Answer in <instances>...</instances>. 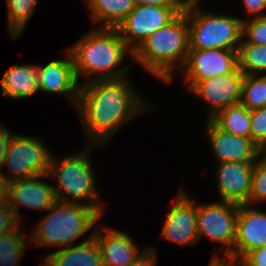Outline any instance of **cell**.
<instances>
[{
    "label": "cell",
    "mask_w": 266,
    "mask_h": 266,
    "mask_svg": "<svg viewBox=\"0 0 266 266\" xmlns=\"http://www.w3.org/2000/svg\"><path fill=\"white\" fill-rule=\"evenodd\" d=\"M47 211L50 212L41 218L29 236L35 246L70 247L101 218L94 208L85 204L56 201Z\"/></svg>",
    "instance_id": "4"
},
{
    "label": "cell",
    "mask_w": 266,
    "mask_h": 266,
    "mask_svg": "<svg viewBox=\"0 0 266 266\" xmlns=\"http://www.w3.org/2000/svg\"><path fill=\"white\" fill-rule=\"evenodd\" d=\"M46 176L48 175H37L6 184V201L18 222L20 221L18 204L44 211L56 202L53 186L40 179Z\"/></svg>",
    "instance_id": "12"
},
{
    "label": "cell",
    "mask_w": 266,
    "mask_h": 266,
    "mask_svg": "<svg viewBox=\"0 0 266 266\" xmlns=\"http://www.w3.org/2000/svg\"><path fill=\"white\" fill-rule=\"evenodd\" d=\"M238 205L230 202H214L197 205L198 239L206 236L226 246L224 253H232L236 239Z\"/></svg>",
    "instance_id": "9"
},
{
    "label": "cell",
    "mask_w": 266,
    "mask_h": 266,
    "mask_svg": "<svg viewBox=\"0 0 266 266\" xmlns=\"http://www.w3.org/2000/svg\"><path fill=\"white\" fill-rule=\"evenodd\" d=\"M240 103L249 111L266 107V74L244 76Z\"/></svg>",
    "instance_id": "26"
},
{
    "label": "cell",
    "mask_w": 266,
    "mask_h": 266,
    "mask_svg": "<svg viewBox=\"0 0 266 266\" xmlns=\"http://www.w3.org/2000/svg\"><path fill=\"white\" fill-rule=\"evenodd\" d=\"M243 261L244 266H266V245L247 253Z\"/></svg>",
    "instance_id": "31"
},
{
    "label": "cell",
    "mask_w": 266,
    "mask_h": 266,
    "mask_svg": "<svg viewBox=\"0 0 266 266\" xmlns=\"http://www.w3.org/2000/svg\"><path fill=\"white\" fill-rule=\"evenodd\" d=\"M41 266H103L102 254L93 234L81 244L47 254Z\"/></svg>",
    "instance_id": "19"
},
{
    "label": "cell",
    "mask_w": 266,
    "mask_h": 266,
    "mask_svg": "<svg viewBox=\"0 0 266 266\" xmlns=\"http://www.w3.org/2000/svg\"><path fill=\"white\" fill-rule=\"evenodd\" d=\"M156 249L149 248L141 251V255L126 266H156Z\"/></svg>",
    "instance_id": "32"
},
{
    "label": "cell",
    "mask_w": 266,
    "mask_h": 266,
    "mask_svg": "<svg viewBox=\"0 0 266 266\" xmlns=\"http://www.w3.org/2000/svg\"><path fill=\"white\" fill-rule=\"evenodd\" d=\"M8 9V31L14 40L25 29V25L35 12L38 0H6Z\"/></svg>",
    "instance_id": "25"
},
{
    "label": "cell",
    "mask_w": 266,
    "mask_h": 266,
    "mask_svg": "<svg viewBox=\"0 0 266 266\" xmlns=\"http://www.w3.org/2000/svg\"><path fill=\"white\" fill-rule=\"evenodd\" d=\"M20 224L7 201L0 202V235L6 234Z\"/></svg>",
    "instance_id": "30"
},
{
    "label": "cell",
    "mask_w": 266,
    "mask_h": 266,
    "mask_svg": "<svg viewBox=\"0 0 266 266\" xmlns=\"http://www.w3.org/2000/svg\"><path fill=\"white\" fill-rule=\"evenodd\" d=\"M200 0H179V3L183 7L184 10L197 7V5L200 3Z\"/></svg>",
    "instance_id": "37"
},
{
    "label": "cell",
    "mask_w": 266,
    "mask_h": 266,
    "mask_svg": "<svg viewBox=\"0 0 266 266\" xmlns=\"http://www.w3.org/2000/svg\"><path fill=\"white\" fill-rule=\"evenodd\" d=\"M68 51L73 59L77 80L81 74L85 77L96 74V79L127 77L126 72L131 65L121 69L117 67L123 61L126 52L133 56L116 28L93 29L68 48Z\"/></svg>",
    "instance_id": "2"
},
{
    "label": "cell",
    "mask_w": 266,
    "mask_h": 266,
    "mask_svg": "<svg viewBox=\"0 0 266 266\" xmlns=\"http://www.w3.org/2000/svg\"><path fill=\"white\" fill-rule=\"evenodd\" d=\"M20 225L12 231L0 235V266H19L25 250V233H20Z\"/></svg>",
    "instance_id": "24"
},
{
    "label": "cell",
    "mask_w": 266,
    "mask_h": 266,
    "mask_svg": "<svg viewBox=\"0 0 266 266\" xmlns=\"http://www.w3.org/2000/svg\"><path fill=\"white\" fill-rule=\"evenodd\" d=\"M104 229V234L99 229L92 232L101 250L103 266H126L141 255L129 234L111 228Z\"/></svg>",
    "instance_id": "18"
},
{
    "label": "cell",
    "mask_w": 266,
    "mask_h": 266,
    "mask_svg": "<svg viewBox=\"0 0 266 266\" xmlns=\"http://www.w3.org/2000/svg\"><path fill=\"white\" fill-rule=\"evenodd\" d=\"M88 151L86 149L80 151L78 155L65 156L61 160L53 157L47 175L49 177L53 174V177L57 178L56 183L59 184V187L53 185L56 201L85 204L94 208L102 216L104 205L100 203L96 193L95 175L88 159ZM82 199L89 203H81Z\"/></svg>",
    "instance_id": "5"
},
{
    "label": "cell",
    "mask_w": 266,
    "mask_h": 266,
    "mask_svg": "<svg viewBox=\"0 0 266 266\" xmlns=\"http://www.w3.org/2000/svg\"><path fill=\"white\" fill-rule=\"evenodd\" d=\"M255 162H220L217 179L220 199L237 205L249 204Z\"/></svg>",
    "instance_id": "14"
},
{
    "label": "cell",
    "mask_w": 266,
    "mask_h": 266,
    "mask_svg": "<svg viewBox=\"0 0 266 266\" xmlns=\"http://www.w3.org/2000/svg\"><path fill=\"white\" fill-rule=\"evenodd\" d=\"M6 184L4 182V179L2 177V174H0V202H3L6 200Z\"/></svg>",
    "instance_id": "38"
},
{
    "label": "cell",
    "mask_w": 266,
    "mask_h": 266,
    "mask_svg": "<svg viewBox=\"0 0 266 266\" xmlns=\"http://www.w3.org/2000/svg\"><path fill=\"white\" fill-rule=\"evenodd\" d=\"M266 245V212L238 205L236 239L233 254L244 257L247 253Z\"/></svg>",
    "instance_id": "17"
},
{
    "label": "cell",
    "mask_w": 266,
    "mask_h": 266,
    "mask_svg": "<svg viewBox=\"0 0 266 266\" xmlns=\"http://www.w3.org/2000/svg\"><path fill=\"white\" fill-rule=\"evenodd\" d=\"M238 68L236 50L189 49L187 60L181 70L185 72L190 90L197 82L234 72Z\"/></svg>",
    "instance_id": "10"
},
{
    "label": "cell",
    "mask_w": 266,
    "mask_h": 266,
    "mask_svg": "<svg viewBox=\"0 0 266 266\" xmlns=\"http://www.w3.org/2000/svg\"><path fill=\"white\" fill-rule=\"evenodd\" d=\"M242 37L247 43L266 45V16L243 19Z\"/></svg>",
    "instance_id": "28"
},
{
    "label": "cell",
    "mask_w": 266,
    "mask_h": 266,
    "mask_svg": "<svg viewBox=\"0 0 266 266\" xmlns=\"http://www.w3.org/2000/svg\"><path fill=\"white\" fill-rule=\"evenodd\" d=\"M181 190L172 204L171 210L166 215L162 229V237L165 240L178 245H193L198 239L197 232V204L188 198Z\"/></svg>",
    "instance_id": "13"
},
{
    "label": "cell",
    "mask_w": 266,
    "mask_h": 266,
    "mask_svg": "<svg viewBox=\"0 0 266 266\" xmlns=\"http://www.w3.org/2000/svg\"><path fill=\"white\" fill-rule=\"evenodd\" d=\"M188 52L189 27L186 9L146 38L133 53V60H137L158 79L170 83L173 78V67L178 66L182 69Z\"/></svg>",
    "instance_id": "3"
},
{
    "label": "cell",
    "mask_w": 266,
    "mask_h": 266,
    "mask_svg": "<svg viewBox=\"0 0 266 266\" xmlns=\"http://www.w3.org/2000/svg\"><path fill=\"white\" fill-rule=\"evenodd\" d=\"M260 155L266 160V145L260 149Z\"/></svg>",
    "instance_id": "39"
},
{
    "label": "cell",
    "mask_w": 266,
    "mask_h": 266,
    "mask_svg": "<svg viewBox=\"0 0 266 266\" xmlns=\"http://www.w3.org/2000/svg\"><path fill=\"white\" fill-rule=\"evenodd\" d=\"M243 3L250 15H256L255 17L266 16V13L265 15L261 14L266 9V0H243Z\"/></svg>",
    "instance_id": "34"
},
{
    "label": "cell",
    "mask_w": 266,
    "mask_h": 266,
    "mask_svg": "<svg viewBox=\"0 0 266 266\" xmlns=\"http://www.w3.org/2000/svg\"><path fill=\"white\" fill-rule=\"evenodd\" d=\"M207 122V139L219 163L257 161L260 156V148L252 139L222 131L211 120Z\"/></svg>",
    "instance_id": "15"
},
{
    "label": "cell",
    "mask_w": 266,
    "mask_h": 266,
    "mask_svg": "<svg viewBox=\"0 0 266 266\" xmlns=\"http://www.w3.org/2000/svg\"><path fill=\"white\" fill-rule=\"evenodd\" d=\"M244 76L237 68L232 73L197 82L189 91L208 103L210 120L224 108L240 103Z\"/></svg>",
    "instance_id": "11"
},
{
    "label": "cell",
    "mask_w": 266,
    "mask_h": 266,
    "mask_svg": "<svg viewBox=\"0 0 266 266\" xmlns=\"http://www.w3.org/2000/svg\"><path fill=\"white\" fill-rule=\"evenodd\" d=\"M92 13V21L101 28H117L134 8L133 0H85Z\"/></svg>",
    "instance_id": "21"
},
{
    "label": "cell",
    "mask_w": 266,
    "mask_h": 266,
    "mask_svg": "<svg viewBox=\"0 0 266 266\" xmlns=\"http://www.w3.org/2000/svg\"><path fill=\"white\" fill-rule=\"evenodd\" d=\"M12 135L13 134L8 129L3 128L2 126L0 127V174L2 175L4 174L1 170L4 165L5 153Z\"/></svg>",
    "instance_id": "35"
},
{
    "label": "cell",
    "mask_w": 266,
    "mask_h": 266,
    "mask_svg": "<svg viewBox=\"0 0 266 266\" xmlns=\"http://www.w3.org/2000/svg\"><path fill=\"white\" fill-rule=\"evenodd\" d=\"M184 11L183 7L134 5L129 15L116 29L127 47L134 53L146 38Z\"/></svg>",
    "instance_id": "8"
},
{
    "label": "cell",
    "mask_w": 266,
    "mask_h": 266,
    "mask_svg": "<svg viewBox=\"0 0 266 266\" xmlns=\"http://www.w3.org/2000/svg\"><path fill=\"white\" fill-rule=\"evenodd\" d=\"M210 120L222 131L251 139L250 111L241 103L224 108Z\"/></svg>",
    "instance_id": "22"
},
{
    "label": "cell",
    "mask_w": 266,
    "mask_h": 266,
    "mask_svg": "<svg viewBox=\"0 0 266 266\" xmlns=\"http://www.w3.org/2000/svg\"><path fill=\"white\" fill-rule=\"evenodd\" d=\"M75 108L88 142L104 145L116 130L149 109V105L142 103L128 78L122 77L81 83Z\"/></svg>",
    "instance_id": "1"
},
{
    "label": "cell",
    "mask_w": 266,
    "mask_h": 266,
    "mask_svg": "<svg viewBox=\"0 0 266 266\" xmlns=\"http://www.w3.org/2000/svg\"><path fill=\"white\" fill-rule=\"evenodd\" d=\"M135 5H151L158 7H182L179 0H133Z\"/></svg>",
    "instance_id": "36"
},
{
    "label": "cell",
    "mask_w": 266,
    "mask_h": 266,
    "mask_svg": "<svg viewBox=\"0 0 266 266\" xmlns=\"http://www.w3.org/2000/svg\"><path fill=\"white\" fill-rule=\"evenodd\" d=\"M0 84L3 95L10 98L35 95L39 91L37 66L14 65L5 72Z\"/></svg>",
    "instance_id": "20"
},
{
    "label": "cell",
    "mask_w": 266,
    "mask_h": 266,
    "mask_svg": "<svg viewBox=\"0 0 266 266\" xmlns=\"http://www.w3.org/2000/svg\"><path fill=\"white\" fill-rule=\"evenodd\" d=\"M261 200H266V160L260 155L254 163L249 205Z\"/></svg>",
    "instance_id": "27"
},
{
    "label": "cell",
    "mask_w": 266,
    "mask_h": 266,
    "mask_svg": "<svg viewBox=\"0 0 266 266\" xmlns=\"http://www.w3.org/2000/svg\"><path fill=\"white\" fill-rule=\"evenodd\" d=\"M53 156L38 138L13 134L8 143L3 167L10 175H2L5 184L48 173Z\"/></svg>",
    "instance_id": "7"
},
{
    "label": "cell",
    "mask_w": 266,
    "mask_h": 266,
    "mask_svg": "<svg viewBox=\"0 0 266 266\" xmlns=\"http://www.w3.org/2000/svg\"><path fill=\"white\" fill-rule=\"evenodd\" d=\"M67 60H53L45 66L37 65L38 89L47 93L67 95L76 107L80 83L75 75L74 63L67 50Z\"/></svg>",
    "instance_id": "16"
},
{
    "label": "cell",
    "mask_w": 266,
    "mask_h": 266,
    "mask_svg": "<svg viewBox=\"0 0 266 266\" xmlns=\"http://www.w3.org/2000/svg\"><path fill=\"white\" fill-rule=\"evenodd\" d=\"M251 139L261 149L266 145V107L250 111Z\"/></svg>",
    "instance_id": "29"
},
{
    "label": "cell",
    "mask_w": 266,
    "mask_h": 266,
    "mask_svg": "<svg viewBox=\"0 0 266 266\" xmlns=\"http://www.w3.org/2000/svg\"><path fill=\"white\" fill-rule=\"evenodd\" d=\"M223 254L224 257L228 259L227 261L229 262H225L223 259H221L219 256L215 254L209 266H244V261L242 257L232 253H223ZM236 261L239 262V264Z\"/></svg>",
    "instance_id": "33"
},
{
    "label": "cell",
    "mask_w": 266,
    "mask_h": 266,
    "mask_svg": "<svg viewBox=\"0 0 266 266\" xmlns=\"http://www.w3.org/2000/svg\"><path fill=\"white\" fill-rule=\"evenodd\" d=\"M237 59L238 68L245 75L266 72V45L247 43L243 39L237 51Z\"/></svg>",
    "instance_id": "23"
},
{
    "label": "cell",
    "mask_w": 266,
    "mask_h": 266,
    "mask_svg": "<svg viewBox=\"0 0 266 266\" xmlns=\"http://www.w3.org/2000/svg\"><path fill=\"white\" fill-rule=\"evenodd\" d=\"M189 49H227L238 51L242 41L243 19L205 13L197 7L187 9Z\"/></svg>",
    "instance_id": "6"
}]
</instances>
